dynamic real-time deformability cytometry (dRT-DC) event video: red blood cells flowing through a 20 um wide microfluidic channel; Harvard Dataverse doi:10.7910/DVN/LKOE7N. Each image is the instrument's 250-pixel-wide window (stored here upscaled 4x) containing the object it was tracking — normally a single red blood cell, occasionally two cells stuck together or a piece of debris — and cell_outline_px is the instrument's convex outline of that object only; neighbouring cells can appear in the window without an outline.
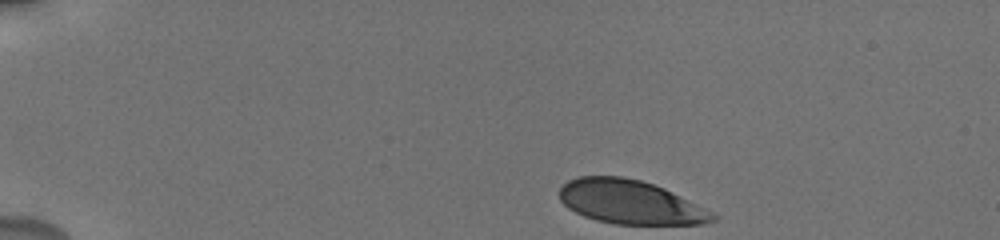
{"species": "human", "species_latin": "Homo sapiens", "temperature_condition": "cold", "stored_images_in_passage": 17, "camera_frame_rate_fps": 3000, "um_per_image_px": 0.085, "donor": {"sex": "male"}, "frame": {"image": 1, "passage_image": 1, "time_ms": 0.0, "image_size_px": [1000, 240], "cell_outline_px": [[720, 216], [716, 220], [704, 224], [616, 224], [596, 220], [584, 216], [568, 208], [560, 200], [560, 188], [568, 180], [576, 176], [624, 176], [640, 180], [664, 188]], "centroid_in_image_um": [53.56, 17.18], "position_along_channel_um": 31.4, "area_um2": 39.07}}
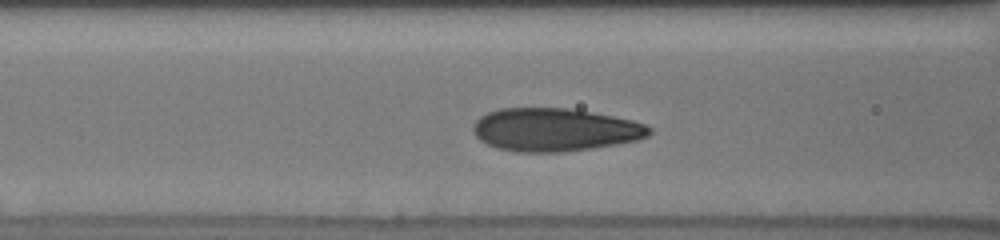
{"frame": {"image": 2, "passage_image": 11, "time_ms": 4.667, "image_size_px": [1000, 240], "cell_outline_px": [[652, 132], [648, 136], [636, 140], [616, 144], [592, 148], [564, 152], [516, 152], [496, 148], [480, 140], [472, 132], [472, 128], [476, 120], [480, 116], [488, 112], [500, 108], [568, 108], [612, 116], [632, 120], [644, 124], [652, 128]], "centroid_in_image_um": [47.13, 11.03], "position_along_channel_um": 119.5, "area_um2": 44.22}}
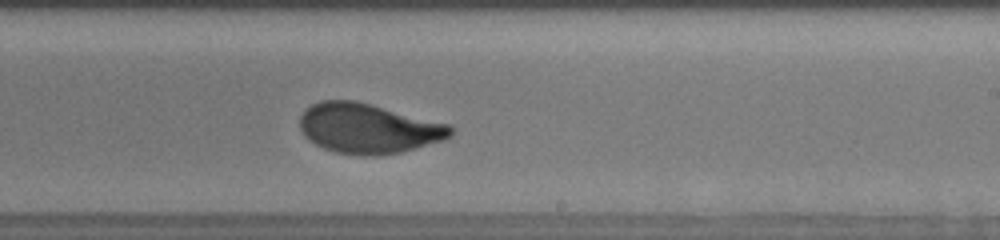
{"frame": {"image": 3, "passage_image": 17, "time_ms": 8.333, "image_size_px": [1000, 240], "cell_outline_px": [[452, 136], [444, 140], [416, 148], [400, 152], [376, 156], [360, 156], [336, 152], [324, 148], [308, 140], [304, 136], [300, 128], [300, 116], [304, 108], [320, 100], [356, 100], [372, 104], [448, 124], [452, 128]], "centroid_in_image_um": [31.27, 10.91], "position_along_channel_um": 257.7, "area_um2": 44.04}}